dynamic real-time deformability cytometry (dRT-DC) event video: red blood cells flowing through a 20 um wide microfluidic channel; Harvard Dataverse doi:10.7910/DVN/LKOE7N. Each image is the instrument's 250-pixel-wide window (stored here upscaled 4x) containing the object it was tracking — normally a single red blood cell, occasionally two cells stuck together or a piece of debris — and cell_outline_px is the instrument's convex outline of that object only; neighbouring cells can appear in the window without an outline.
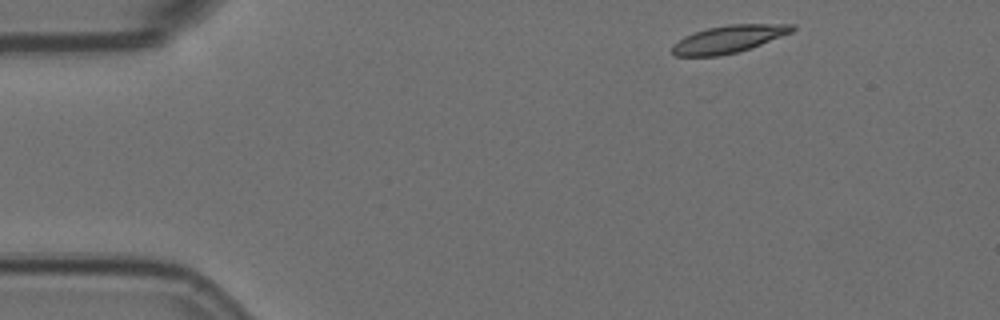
{"species": "Egyptian fruit bat (a non-hibernating species)", "species_latin": "Rousettus aegyptiacus", "temperature_condition": "room temperature", "stored_images_in_passage": 5, "camera_frame_rate_fps": 3000, "um_per_image_px": 0.085, "animal": {"sex": "female"}, "frame": {"image": 1, "passage_image": 1, "time_ms": 0.0, "image_size_px": [1000, 320], "cell_outline_px": [[796, 28], [792, 32], [760, 44], [736, 52], [720, 56], [676, 56], [672, 52], [672, 44], [684, 36], [708, 28], [728, 24], [796, 24]], "centroid_in_image_um": [61.92, 3.31], "position_along_channel_um": 23.1, "area_um2": 19.02}}
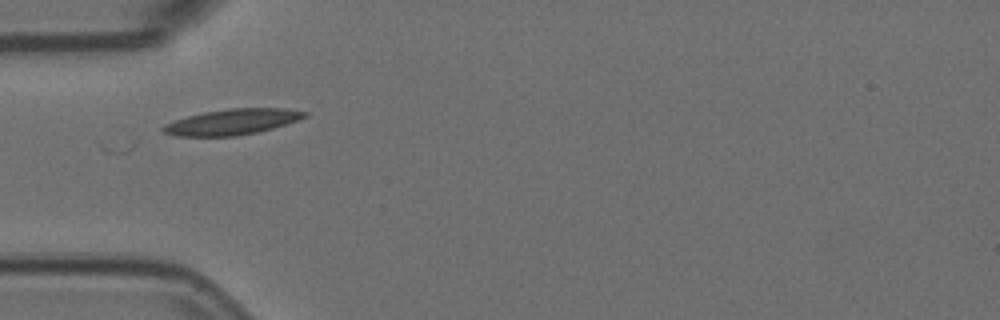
{"frame": {"image": 2, "passage_image": 4, "time_ms": 1.0, "image_size_px": [1000, 320], "cell_outline_px": [[308, 116], [300, 120], [272, 128], [256, 132], [236, 136], [176, 136], [164, 132], [160, 128], [164, 124], [188, 116], [204, 112], [228, 108], [288, 108], [308, 112]], "centroid_in_image_um": [19.77, 10.35], "position_along_channel_um": 65.2, "area_um2": 21.21}}
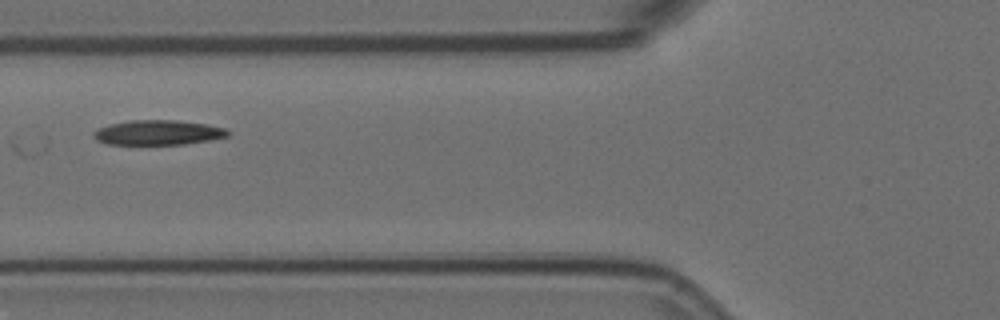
{"frame": {"image": 3, "passage_image": 5, "time_ms": 1.333, "image_size_px": [1000, 320], "cell_outline_px": [[232, 132], [228, 136], [208, 140], [184, 144], [108, 144], [96, 140], [92, 136], [92, 132], [108, 124], [128, 120], [176, 120], [204, 124], [224, 128]], "centroid_in_image_um": [13.4, 11.26], "position_along_channel_um": 112.4, "area_um2": 19.36}}